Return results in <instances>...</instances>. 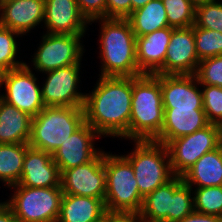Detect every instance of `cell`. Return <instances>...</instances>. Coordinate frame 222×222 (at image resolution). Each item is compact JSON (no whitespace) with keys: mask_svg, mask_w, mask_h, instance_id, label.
I'll return each instance as SVG.
<instances>
[{"mask_svg":"<svg viewBox=\"0 0 222 222\" xmlns=\"http://www.w3.org/2000/svg\"><path fill=\"white\" fill-rule=\"evenodd\" d=\"M10 200L4 201L19 222H57L63 191L61 187L32 188L19 185Z\"/></svg>","mask_w":222,"mask_h":222,"instance_id":"obj_7","label":"cell"},{"mask_svg":"<svg viewBox=\"0 0 222 222\" xmlns=\"http://www.w3.org/2000/svg\"><path fill=\"white\" fill-rule=\"evenodd\" d=\"M178 222H211V215L193 211Z\"/></svg>","mask_w":222,"mask_h":222,"instance_id":"obj_39","label":"cell"},{"mask_svg":"<svg viewBox=\"0 0 222 222\" xmlns=\"http://www.w3.org/2000/svg\"><path fill=\"white\" fill-rule=\"evenodd\" d=\"M195 47L198 59L222 55V33L200 28L194 24Z\"/></svg>","mask_w":222,"mask_h":222,"instance_id":"obj_30","label":"cell"},{"mask_svg":"<svg viewBox=\"0 0 222 222\" xmlns=\"http://www.w3.org/2000/svg\"><path fill=\"white\" fill-rule=\"evenodd\" d=\"M151 0H131V13L144 5H146Z\"/></svg>","mask_w":222,"mask_h":222,"instance_id":"obj_40","label":"cell"},{"mask_svg":"<svg viewBox=\"0 0 222 222\" xmlns=\"http://www.w3.org/2000/svg\"><path fill=\"white\" fill-rule=\"evenodd\" d=\"M22 37L18 32L0 25V75L26 64L16 60L18 44L15 38Z\"/></svg>","mask_w":222,"mask_h":222,"instance_id":"obj_27","label":"cell"},{"mask_svg":"<svg viewBox=\"0 0 222 222\" xmlns=\"http://www.w3.org/2000/svg\"><path fill=\"white\" fill-rule=\"evenodd\" d=\"M101 137L88 123H84L58 148L52 158L59 171L77 167L91 161L100 151L95 139Z\"/></svg>","mask_w":222,"mask_h":222,"instance_id":"obj_14","label":"cell"},{"mask_svg":"<svg viewBox=\"0 0 222 222\" xmlns=\"http://www.w3.org/2000/svg\"><path fill=\"white\" fill-rule=\"evenodd\" d=\"M60 186L64 194L105 200L106 174L104 150L88 163L60 172Z\"/></svg>","mask_w":222,"mask_h":222,"instance_id":"obj_11","label":"cell"},{"mask_svg":"<svg viewBox=\"0 0 222 222\" xmlns=\"http://www.w3.org/2000/svg\"><path fill=\"white\" fill-rule=\"evenodd\" d=\"M99 222H111V213H107L106 216Z\"/></svg>","mask_w":222,"mask_h":222,"instance_id":"obj_42","label":"cell"},{"mask_svg":"<svg viewBox=\"0 0 222 222\" xmlns=\"http://www.w3.org/2000/svg\"><path fill=\"white\" fill-rule=\"evenodd\" d=\"M37 79L28 64L1 74L0 88L4 85L6 91L2 99L34 118L45 107Z\"/></svg>","mask_w":222,"mask_h":222,"instance_id":"obj_10","label":"cell"},{"mask_svg":"<svg viewBox=\"0 0 222 222\" xmlns=\"http://www.w3.org/2000/svg\"><path fill=\"white\" fill-rule=\"evenodd\" d=\"M106 214L103 199L63 194L57 222H99Z\"/></svg>","mask_w":222,"mask_h":222,"instance_id":"obj_21","label":"cell"},{"mask_svg":"<svg viewBox=\"0 0 222 222\" xmlns=\"http://www.w3.org/2000/svg\"><path fill=\"white\" fill-rule=\"evenodd\" d=\"M194 211L193 188L184 182L173 192L169 222H178Z\"/></svg>","mask_w":222,"mask_h":222,"instance_id":"obj_32","label":"cell"},{"mask_svg":"<svg viewBox=\"0 0 222 222\" xmlns=\"http://www.w3.org/2000/svg\"><path fill=\"white\" fill-rule=\"evenodd\" d=\"M60 179L61 173L52 154L32 147L27 149L17 185L32 188L61 187Z\"/></svg>","mask_w":222,"mask_h":222,"instance_id":"obj_16","label":"cell"},{"mask_svg":"<svg viewBox=\"0 0 222 222\" xmlns=\"http://www.w3.org/2000/svg\"><path fill=\"white\" fill-rule=\"evenodd\" d=\"M135 37L169 27L165 7L161 0H151L133 11L128 17Z\"/></svg>","mask_w":222,"mask_h":222,"instance_id":"obj_25","label":"cell"},{"mask_svg":"<svg viewBox=\"0 0 222 222\" xmlns=\"http://www.w3.org/2000/svg\"><path fill=\"white\" fill-rule=\"evenodd\" d=\"M99 77H138L143 75L136 58V37L127 18H100Z\"/></svg>","mask_w":222,"mask_h":222,"instance_id":"obj_2","label":"cell"},{"mask_svg":"<svg viewBox=\"0 0 222 222\" xmlns=\"http://www.w3.org/2000/svg\"><path fill=\"white\" fill-rule=\"evenodd\" d=\"M111 222H145L139 214L111 213Z\"/></svg>","mask_w":222,"mask_h":222,"instance_id":"obj_37","label":"cell"},{"mask_svg":"<svg viewBox=\"0 0 222 222\" xmlns=\"http://www.w3.org/2000/svg\"><path fill=\"white\" fill-rule=\"evenodd\" d=\"M164 123L161 74L132 77L129 140H155Z\"/></svg>","mask_w":222,"mask_h":222,"instance_id":"obj_3","label":"cell"},{"mask_svg":"<svg viewBox=\"0 0 222 222\" xmlns=\"http://www.w3.org/2000/svg\"><path fill=\"white\" fill-rule=\"evenodd\" d=\"M181 177L191 188L222 186V144L205 153Z\"/></svg>","mask_w":222,"mask_h":222,"instance_id":"obj_22","label":"cell"},{"mask_svg":"<svg viewBox=\"0 0 222 222\" xmlns=\"http://www.w3.org/2000/svg\"><path fill=\"white\" fill-rule=\"evenodd\" d=\"M211 222H222V217L211 215Z\"/></svg>","mask_w":222,"mask_h":222,"instance_id":"obj_41","label":"cell"},{"mask_svg":"<svg viewBox=\"0 0 222 222\" xmlns=\"http://www.w3.org/2000/svg\"><path fill=\"white\" fill-rule=\"evenodd\" d=\"M169 27H192L195 23L196 5L190 0H161Z\"/></svg>","mask_w":222,"mask_h":222,"instance_id":"obj_28","label":"cell"},{"mask_svg":"<svg viewBox=\"0 0 222 222\" xmlns=\"http://www.w3.org/2000/svg\"><path fill=\"white\" fill-rule=\"evenodd\" d=\"M172 27H165L136 37V58L142 74L154 75L163 65Z\"/></svg>","mask_w":222,"mask_h":222,"instance_id":"obj_20","label":"cell"},{"mask_svg":"<svg viewBox=\"0 0 222 222\" xmlns=\"http://www.w3.org/2000/svg\"><path fill=\"white\" fill-rule=\"evenodd\" d=\"M194 75L200 84L222 87V55L201 60Z\"/></svg>","mask_w":222,"mask_h":222,"instance_id":"obj_34","label":"cell"},{"mask_svg":"<svg viewBox=\"0 0 222 222\" xmlns=\"http://www.w3.org/2000/svg\"><path fill=\"white\" fill-rule=\"evenodd\" d=\"M44 27L49 34L84 36L88 24L76 0H45Z\"/></svg>","mask_w":222,"mask_h":222,"instance_id":"obj_15","label":"cell"},{"mask_svg":"<svg viewBox=\"0 0 222 222\" xmlns=\"http://www.w3.org/2000/svg\"><path fill=\"white\" fill-rule=\"evenodd\" d=\"M32 117L1 97L0 144L29 143Z\"/></svg>","mask_w":222,"mask_h":222,"instance_id":"obj_23","label":"cell"},{"mask_svg":"<svg viewBox=\"0 0 222 222\" xmlns=\"http://www.w3.org/2000/svg\"><path fill=\"white\" fill-rule=\"evenodd\" d=\"M106 174L105 207L107 213L139 214L141 196L130 162L123 155L104 151Z\"/></svg>","mask_w":222,"mask_h":222,"instance_id":"obj_5","label":"cell"},{"mask_svg":"<svg viewBox=\"0 0 222 222\" xmlns=\"http://www.w3.org/2000/svg\"><path fill=\"white\" fill-rule=\"evenodd\" d=\"M194 24L222 33V1L210 0L197 4Z\"/></svg>","mask_w":222,"mask_h":222,"instance_id":"obj_31","label":"cell"},{"mask_svg":"<svg viewBox=\"0 0 222 222\" xmlns=\"http://www.w3.org/2000/svg\"><path fill=\"white\" fill-rule=\"evenodd\" d=\"M43 34L38 50L32 58L35 71L46 73L73 64H81L85 51L81 39L84 36L45 32Z\"/></svg>","mask_w":222,"mask_h":222,"instance_id":"obj_9","label":"cell"},{"mask_svg":"<svg viewBox=\"0 0 222 222\" xmlns=\"http://www.w3.org/2000/svg\"><path fill=\"white\" fill-rule=\"evenodd\" d=\"M195 75L161 74L164 108H203L202 91Z\"/></svg>","mask_w":222,"mask_h":222,"instance_id":"obj_18","label":"cell"},{"mask_svg":"<svg viewBox=\"0 0 222 222\" xmlns=\"http://www.w3.org/2000/svg\"><path fill=\"white\" fill-rule=\"evenodd\" d=\"M192 1L195 5L199 4V3H204L206 1H210V0H190Z\"/></svg>","mask_w":222,"mask_h":222,"instance_id":"obj_43","label":"cell"},{"mask_svg":"<svg viewBox=\"0 0 222 222\" xmlns=\"http://www.w3.org/2000/svg\"><path fill=\"white\" fill-rule=\"evenodd\" d=\"M29 147L28 143L0 144V181L8 188L18 184Z\"/></svg>","mask_w":222,"mask_h":222,"instance_id":"obj_26","label":"cell"},{"mask_svg":"<svg viewBox=\"0 0 222 222\" xmlns=\"http://www.w3.org/2000/svg\"><path fill=\"white\" fill-rule=\"evenodd\" d=\"M45 0L0 1V25L26 35L44 23Z\"/></svg>","mask_w":222,"mask_h":222,"instance_id":"obj_17","label":"cell"},{"mask_svg":"<svg viewBox=\"0 0 222 222\" xmlns=\"http://www.w3.org/2000/svg\"><path fill=\"white\" fill-rule=\"evenodd\" d=\"M89 93L83 107L85 122L101 137L129 139L132 77L100 76Z\"/></svg>","mask_w":222,"mask_h":222,"instance_id":"obj_1","label":"cell"},{"mask_svg":"<svg viewBox=\"0 0 222 222\" xmlns=\"http://www.w3.org/2000/svg\"><path fill=\"white\" fill-rule=\"evenodd\" d=\"M80 67L81 64H73L44 73L47 78L41 93L45 107H84L86 93H81L78 89L81 81Z\"/></svg>","mask_w":222,"mask_h":222,"instance_id":"obj_12","label":"cell"},{"mask_svg":"<svg viewBox=\"0 0 222 222\" xmlns=\"http://www.w3.org/2000/svg\"><path fill=\"white\" fill-rule=\"evenodd\" d=\"M0 222H19L5 202H0Z\"/></svg>","mask_w":222,"mask_h":222,"instance_id":"obj_38","label":"cell"},{"mask_svg":"<svg viewBox=\"0 0 222 222\" xmlns=\"http://www.w3.org/2000/svg\"><path fill=\"white\" fill-rule=\"evenodd\" d=\"M199 62L195 47L194 25L173 28L164 65L155 74L194 75Z\"/></svg>","mask_w":222,"mask_h":222,"instance_id":"obj_13","label":"cell"},{"mask_svg":"<svg viewBox=\"0 0 222 222\" xmlns=\"http://www.w3.org/2000/svg\"><path fill=\"white\" fill-rule=\"evenodd\" d=\"M209 124L203 108H164V123L160 135L154 141L167 145Z\"/></svg>","mask_w":222,"mask_h":222,"instance_id":"obj_19","label":"cell"},{"mask_svg":"<svg viewBox=\"0 0 222 222\" xmlns=\"http://www.w3.org/2000/svg\"><path fill=\"white\" fill-rule=\"evenodd\" d=\"M183 183L181 176H174L166 184L148 194L139 212L145 222H169L173 192Z\"/></svg>","mask_w":222,"mask_h":222,"instance_id":"obj_24","label":"cell"},{"mask_svg":"<svg viewBox=\"0 0 222 222\" xmlns=\"http://www.w3.org/2000/svg\"><path fill=\"white\" fill-rule=\"evenodd\" d=\"M203 110L210 124L222 126V87L200 84Z\"/></svg>","mask_w":222,"mask_h":222,"instance_id":"obj_33","label":"cell"},{"mask_svg":"<svg viewBox=\"0 0 222 222\" xmlns=\"http://www.w3.org/2000/svg\"><path fill=\"white\" fill-rule=\"evenodd\" d=\"M194 211L222 217V186L195 188Z\"/></svg>","mask_w":222,"mask_h":222,"instance_id":"obj_29","label":"cell"},{"mask_svg":"<svg viewBox=\"0 0 222 222\" xmlns=\"http://www.w3.org/2000/svg\"><path fill=\"white\" fill-rule=\"evenodd\" d=\"M222 144V126L209 124L205 128L170 141L168 149L174 176H182L205 153Z\"/></svg>","mask_w":222,"mask_h":222,"instance_id":"obj_8","label":"cell"},{"mask_svg":"<svg viewBox=\"0 0 222 222\" xmlns=\"http://www.w3.org/2000/svg\"><path fill=\"white\" fill-rule=\"evenodd\" d=\"M85 123L83 107H44L31 122L29 146L49 154L60 148Z\"/></svg>","mask_w":222,"mask_h":222,"instance_id":"obj_4","label":"cell"},{"mask_svg":"<svg viewBox=\"0 0 222 222\" xmlns=\"http://www.w3.org/2000/svg\"><path fill=\"white\" fill-rule=\"evenodd\" d=\"M79 10L91 25V21L106 18V0H76Z\"/></svg>","mask_w":222,"mask_h":222,"instance_id":"obj_35","label":"cell"},{"mask_svg":"<svg viewBox=\"0 0 222 222\" xmlns=\"http://www.w3.org/2000/svg\"><path fill=\"white\" fill-rule=\"evenodd\" d=\"M131 14V0H106V18H127Z\"/></svg>","mask_w":222,"mask_h":222,"instance_id":"obj_36","label":"cell"},{"mask_svg":"<svg viewBox=\"0 0 222 222\" xmlns=\"http://www.w3.org/2000/svg\"><path fill=\"white\" fill-rule=\"evenodd\" d=\"M134 149L123 155L132 165L143 198L170 181L174 174L166 145L154 140L134 141Z\"/></svg>","mask_w":222,"mask_h":222,"instance_id":"obj_6","label":"cell"}]
</instances>
